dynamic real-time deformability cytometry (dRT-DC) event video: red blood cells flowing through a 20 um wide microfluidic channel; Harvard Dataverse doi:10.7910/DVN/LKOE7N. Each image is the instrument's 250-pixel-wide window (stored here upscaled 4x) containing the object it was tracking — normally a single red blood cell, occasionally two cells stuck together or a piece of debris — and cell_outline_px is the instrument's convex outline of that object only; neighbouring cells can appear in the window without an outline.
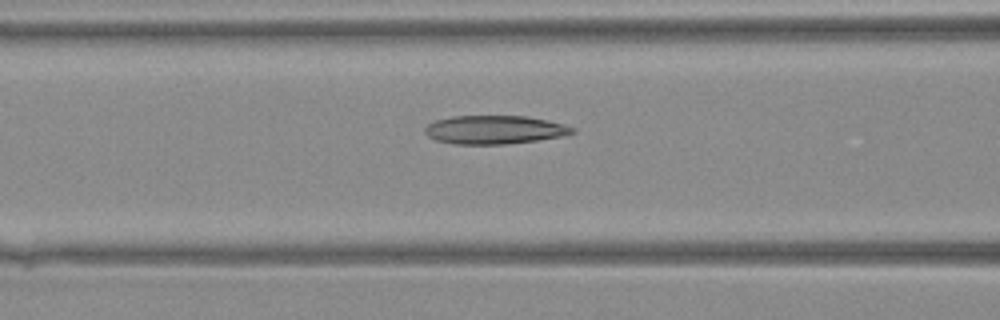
{"species": "Egyptian fruit bat (a non-hibernating species)", "species_latin": "Rousettus aegyptiacus", "temperature_condition": "warm", "stored_images_in_passage": 42, "camera_frame_rate_fps": 3000, "um_per_image_px": 0.085, "animal": {"sex": "female"}, "frame": {"image": 1, "passage_image": 18, "time_ms": 5.667, "image_size_px": [1000, 320], "cell_outline_px": [[576, 132], [564, 136], [536, 140], [504, 144], [452, 144], [436, 140], [428, 136], [424, 132], [424, 128], [428, 124], [436, 120], [452, 116], [528, 116], [548, 120], [564, 124], [576, 128]], "centroid_in_image_um": [42.05, 11.02], "position_along_channel_um": 124.5, "area_um2": 24.62}}
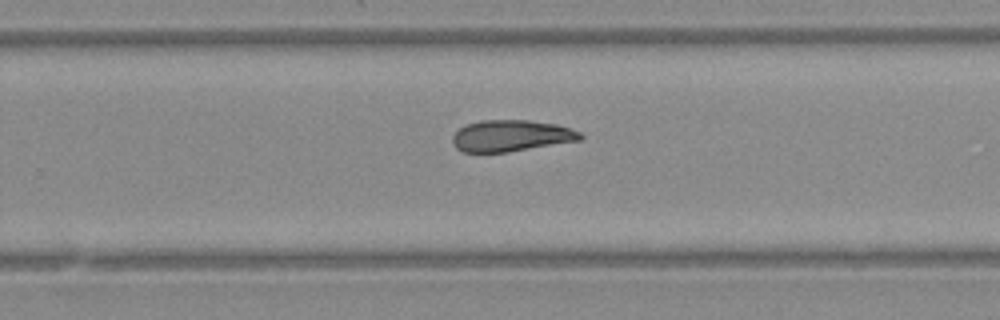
{"frame": {"image": 2, "passage_image": 28, "time_ms": 9.0, "image_size_px": [1000, 320], "cell_outline_px": [[584, 140], [508, 152], [460, 152], [452, 144], [452, 136], [460, 128], [468, 124], [480, 120], [528, 120], [556, 124], [580, 132], [584, 136]], "centroid_in_image_um": [43.46, 11.55], "position_along_channel_um": 286.3, "area_um2": 23.58}}
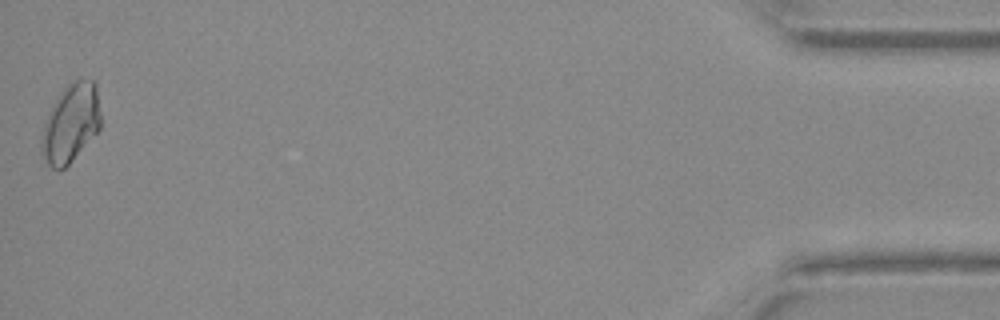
{"frame": {"image": 3, "passage_image": 42, "time_ms": 13.667, "image_size_px": [1000, 320], "cell_outline_px": [[100, 128], [68, 164], [64, 168], [52, 168], [48, 164], [44, 156], [40, 144], [40, 140], [44, 124], [60, 92], [72, 80], [92, 80], [96, 84], [100, 116]], "centroid_in_image_um": [6.01, 10.45], "position_along_channel_um": 429.2, "area_um2": 26.3}}